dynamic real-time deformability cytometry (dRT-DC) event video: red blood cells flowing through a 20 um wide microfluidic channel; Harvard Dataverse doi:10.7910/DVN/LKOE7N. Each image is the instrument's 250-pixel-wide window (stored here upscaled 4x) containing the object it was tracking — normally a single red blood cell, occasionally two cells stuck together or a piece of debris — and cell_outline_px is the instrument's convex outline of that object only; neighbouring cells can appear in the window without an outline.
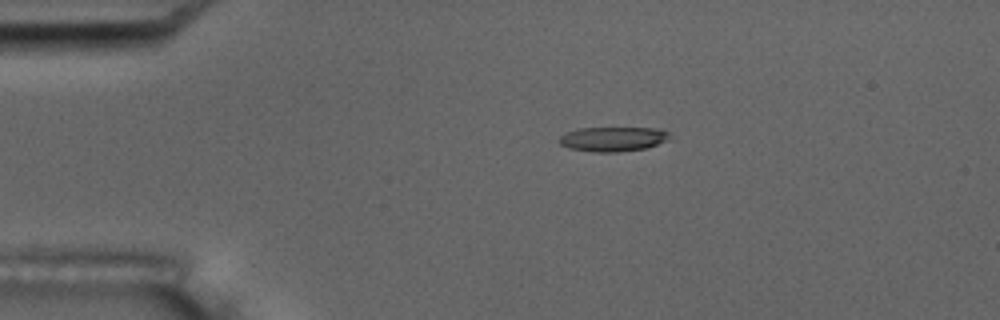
{"species": "common noctule bat (a hibernating species)", "species_latin": "Nyctalus noctula", "temperature_condition": "room temperature", "stored_images_in_passage": 7, "camera_frame_rate_fps": 3000, "um_per_image_px": 0.085, "animal": {"sex": "male", "body_mass_g": 17.5, "forearm_length_mm": 52.3}, "frame": {"image": 1, "passage_image": 2, "time_ms": 2.0, "image_size_px": [1000, 320], "cell_outline_px": [[668, 140], [644, 148], [616, 152], [592, 152], [568, 148], [560, 144], [556, 140], [564, 132], [580, 128], [660, 128], [668, 132]], "centroid_in_image_um": [52.02, 11.81], "position_along_channel_um": 33.0, "area_um2": 15.84}}
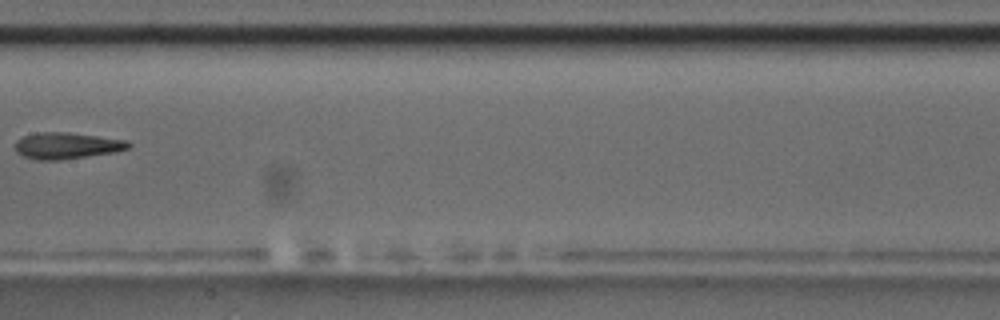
{"frame": {"image": 2, "passage_image": 7, "time_ms": 8.0, "image_size_px": [1000, 320], "cell_outline_px": [[132, 144], [128, 148], [116, 152], [60, 160], [36, 160], [24, 156], [16, 152], [16, 140], [24, 136], [36, 132], [68, 132], [124, 140]], "centroid_in_image_um": [5.65, 12.38], "position_along_channel_um": 201.8, "area_um2": 17.34}}